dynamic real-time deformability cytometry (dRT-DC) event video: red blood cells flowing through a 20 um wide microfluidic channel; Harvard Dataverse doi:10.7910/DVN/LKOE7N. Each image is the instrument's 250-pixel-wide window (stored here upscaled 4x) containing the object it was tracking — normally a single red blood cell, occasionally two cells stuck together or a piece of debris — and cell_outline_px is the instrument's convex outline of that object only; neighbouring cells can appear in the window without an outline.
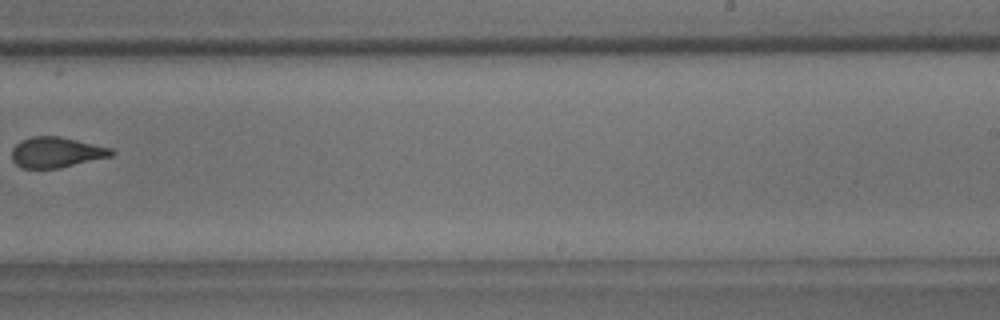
{"species": "common noctule bat (a hibernating species)", "species_latin": "Nyctalus noctula", "temperature_condition": "room temperature", "stored_images_in_passage": 11, "segment_of_instrument_passage": [2, 2], "camera_frame_rate_fps": 3000, "um_per_image_px": 0.085, "animal": {"sex": "male", "body_mass_g": 18.8}, "frame": {"image": 1, "passage_image": 10, "time_ms": 10.333, "image_size_px": [1000, 320], "cell_outline_px": [[116, 152], [112, 156], [60, 168], [20, 168], [12, 160], [12, 148], [20, 140], [32, 136], [60, 136], [112, 148]], "centroid_in_image_um": [4.78, 12.94], "position_along_channel_um": 284.2, "area_um2": 17.86}}